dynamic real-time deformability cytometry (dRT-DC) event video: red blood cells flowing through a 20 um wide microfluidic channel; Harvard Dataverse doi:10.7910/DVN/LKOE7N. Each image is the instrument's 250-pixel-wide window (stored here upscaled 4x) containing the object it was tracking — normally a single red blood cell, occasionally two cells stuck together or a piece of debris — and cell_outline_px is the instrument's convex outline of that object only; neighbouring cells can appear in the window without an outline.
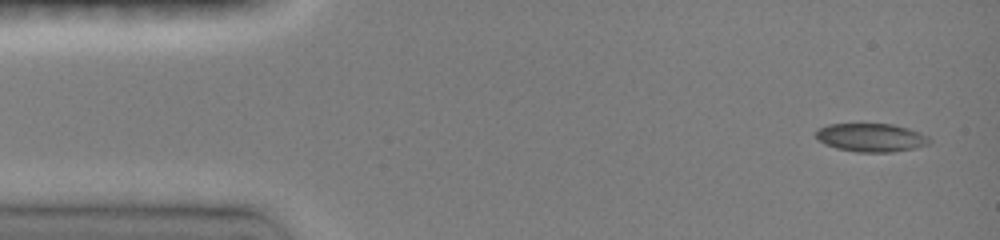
{"species": "common noctule bat (a hibernating species)", "species_latin": "Nyctalus noctula", "temperature_condition": "room temperature", "stored_images_in_passage": 11, "camera_frame_rate_fps": 3000, "um_per_image_px": 0.085, "animal": {"sex": "female", "body_mass_g": 19.0, "forearm_length_mm": 51.5}, "frame": {"image": 1, "passage_image": 1, "time_ms": 0.0, "image_size_px": [1000, 240], "cell_outline_px": [[928, 144], [912, 148], [892, 152], [856, 152], [836, 148], [824, 144], [816, 136], [816, 132], [820, 128], [828, 124], [892, 124], [908, 128], [920, 132], [928, 136]], "centroid_in_image_um": [74.02, 11.69], "position_along_channel_um": 11.0, "area_um2": 18.55}}
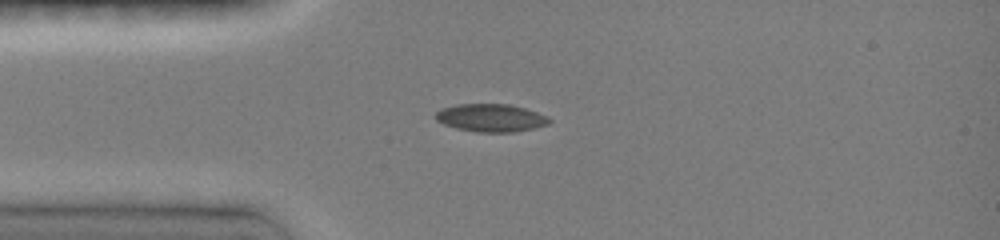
{"frame": {"image": 2, "passage_image": 7, "time_ms": 3.0, "image_size_px": [1000, 240], "cell_outline_px": [[552, 120], [548, 124], [532, 128], [512, 132], [480, 132], [456, 128], [444, 124], [436, 120], [436, 112], [444, 108], [456, 104], [508, 104], [524, 108], [548, 116]], "centroid_in_image_um": [41.73, 10.01], "position_along_channel_um": 43.3, "area_um2": 18.21}}